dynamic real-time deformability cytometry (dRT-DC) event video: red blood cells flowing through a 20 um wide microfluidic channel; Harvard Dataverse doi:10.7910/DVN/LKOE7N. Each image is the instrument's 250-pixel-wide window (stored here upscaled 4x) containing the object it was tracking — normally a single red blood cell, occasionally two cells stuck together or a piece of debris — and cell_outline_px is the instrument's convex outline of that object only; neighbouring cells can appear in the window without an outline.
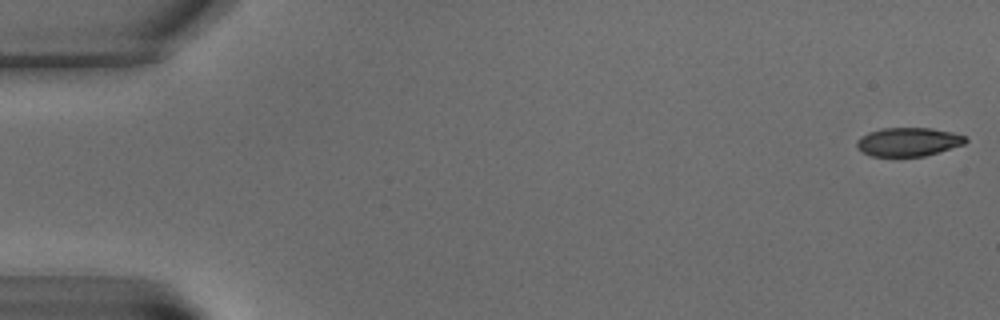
{"species": "common noctule bat (a hibernating species)", "species_latin": "Nyctalus noctula", "temperature_condition": "warm", "stored_images_in_passage": 6, "camera_frame_rate_fps": 3000, "um_per_image_px": 0.085, "animal": {"sex": "male", "body_mass_g": 15.6}, "frame": {"image": 1, "passage_image": 1, "time_ms": 0.0, "image_size_px": [1000, 320], "cell_outline_px": [[968, 140], [964, 144], [924, 156], [872, 156], [856, 148], [856, 140], [860, 136], [868, 132], [880, 128], [932, 128], [952, 132], [964, 136]], "centroid_in_image_um": [77.17, 12.05], "position_along_channel_um": 7.8, "area_um2": 18.15}}
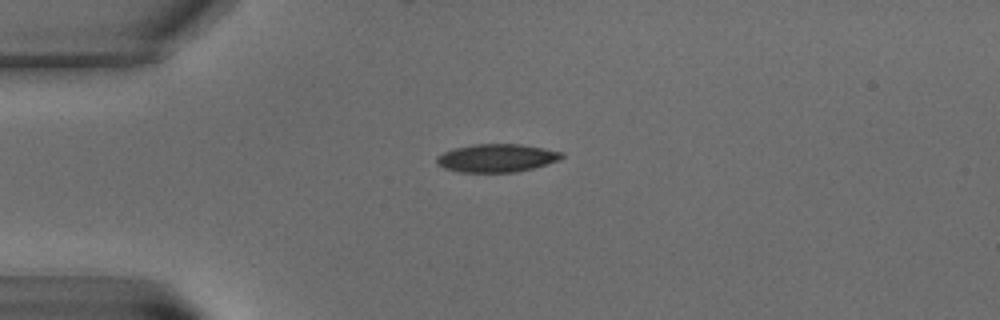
{"frame": {"image": 2, "passage_image": 6, "time_ms": 5.667, "image_size_px": [1000, 320], "cell_outline_px": [[564, 156], [560, 160], [548, 164], [516, 172], [460, 172], [444, 168], [436, 164], [436, 156], [444, 152], [456, 148], [472, 144], [520, 144], [544, 148], [564, 152]], "centroid_in_image_um": [42.23, 13.43], "position_along_channel_um": 42.8, "area_um2": 20.58}}